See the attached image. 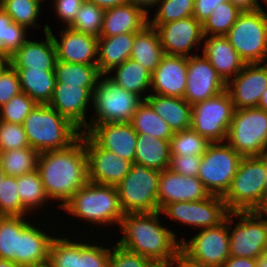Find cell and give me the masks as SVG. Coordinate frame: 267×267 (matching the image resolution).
<instances>
[{"instance_id": "cell-1", "label": "cell", "mask_w": 267, "mask_h": 267, "mask_svg": "<svg viewBox=\"0 0 267 267\" xmlns=\"http://www.w3.org/2000/svg\"><path fill=\"white\" fill-rule=\"evenodd\" d=\"M161 215L160 211L125 214L119 226L123 235L116 243L152 259L160 267L172 266L181 254V241L176 233L160 222Z\"/></svg>"}, {"instance_id": "cell-2", "label": "cell", "mask_w": 267, "mask_h": 267, "mask_svg": "<svg viewBox=\"0 0 267 267\" xmlns=\"http://www.w3.org/2000/svg\"><path fill=\"white\" fill-rule=\"evenodd\" d=\"M37 170L50 202L62 208L88 181L84 133L66 149L39 153Z\"/></svg>"}, {"instance_id": "cell-3", "label": "cell", "mask_w": 267, "mask_h": 267, "mask_svg": "<svg viewBox=\"0 0 267 267\" xmlns=\"http://www.w3.org/2000/svg\"><path fill=\"white\" fill-rule=\"evenodd\" d=\"M67 214L95 226L105 228L120 226L123 212L116 186L98 184L91 181L77 190L72 198L61 208ZM111 224V225H110Z\"/></svg>"}, {"instance_id": "cell-4", "label": "cell", "mask_w": 267, "mask_h": 267, "mask_svg": "<svg viewBox=\"0 0 267 267\" xmlns=\"http://www.w3.org/2000/svg\"><path fill=\"white\" fill-rule=\"evenodd\" d=\"M222 198L229 212L266 211L267 164L264 154L241 159L230 188Z\"/></svg>"}, {"instance_id": "cell-5", "label": "cell", "mask_w": 267, "mask_h": 267, "mask_svg": "<svg viewBox=\"0 0 267 267\" xmlns=\"http://www.w3.org/2000/svg\"><path fill=\"white\" fill-rule=\"evenodd\" d=\"M31 148L39 153L66 149L81 130L49 105L37 104L22 124Z\"/></svg>"}, {"instance_id": "cell-6", "label": "cell", "mask_w": 267, "mask_h": 267, "mask_svg": "<svg viewBox=\"0 0 267 267\" xmlns=\"http://www.w3.org/2000/svg\"><path fill=\"white\" fill-rule=\"evenodd\" d=\"M144 100L135 93L119 87L107 75H101L92 97L94 110L85 133L92 125L101 123L130 122L136 109Z\"/></svg>"}, {"instance_id": "cell-7", "label": "cell", "mask_w": 267, "mask_h": 267, "mask_svg": "<svg viewBox=\"0 0 267 267\" xmlns=\"http://www.w3.org/2000/svg\"><path fill=\"white\" fill-rule=\"evenodd\" d=\"M225 37L246 64L267 62V12L262 7L242 11Z\"/></svg>"}, {"instance_id": "cell-8", "label": "cell", "mask_w": 267, "mask_h": 267, "mask_svg": "<svg viewBox=\"0 0 267 267\" xmlns=\"http://www.w3.org/2000/svg\"><path fill=\"white\" fill-rule=\"evenodd\" d=\"M161 171L133 162L129 173L116 186L125 214L159 211L157 191Z\"/></svg>"}, {"instance_id": "cell-9", "label": "cell", "mask_w": 267, "mask_h": 267, "mask_svg": "<svg viewBox=\"0 0 267 267\" xmlns=\"http://www.w3.org/2000/svg\"><path fill=\"white\" fill-rule=\"evenodd\" d=\"M228 225L230 256L257 259L267 253L266 211L229 212Z\"/></svg>"}, {"instance_id": "cell-10", "label": "cell", "mask_w": 267, "mask_h": 267, "mask_svg": "<svg viewBox=\"0 0 267 267\" xmlns=\"http://www.w3.org/2000/svg\"><path fill=\"white\" fill-rule=\"evenodd\" d=\"M226 142L242 157L262 156L267 151V112L235 109Z\"/></svg>"}, {"instance_id": "cell-11", "label": "cell", "mask_w": 267, "mask_h": 267, "mask_svg": "<svg viewBox=\"0 0 267 267\" xmlns=\"http://www.w3.org/2000/svg\"><path fill=\"white\" fill-rule=\"evenodd\" d=\"M242 158L227 142L210 143L202 155L197 177L211 195L223 197Z\"/></svg>"}, {"instance_id": "cell-12", "label": "cell", "mask_w": 267, "mask_h": 267, "mask_svg": "<svg viewBox=\"0 0 267 267\" xmlns=\"http://www.w3.org/2000/svg\"><path fill=\"white\" fill-rule=\"evenodd\" d=\"M190 240L180 238L181 254L192 263L203 267H222L230 257L228 215L213 228L198 230Z\"/></svg>"}, {"instance_id": "cell-13", "label": "cell", "mask_w": 267, "mask_h": 267, "mask_svg": "<svg viewBox=\"0 0 267 267\" xmlns=\"http://www.w3.org/2000/svg\"><path fill=\"white\" fill-rule=\"evenodd\" d=\"M235 111L227 90L192 106L191 129L210 143L226 142Z\"/></svg>"}, {"instance_id": "cell-14", "label": "cell", "mask_w": 267, "mask_h": 267, "mask_svg": "<svg viewBox=\"0 0 267 267\" xmlns=\"http://www.w3.org/2000/svg\"><path fill=\"white\" fill-rule=\"evenodd\" d=\"M160 212L173 222L202 230L219 226L229 210L221 196L210 195L205 200L168 203Z\"/></svg>"}, {"instance_id": "cell-15", "label": "cell", "mask_w": 267, "mask_h": 267, "mask_svg": "<svg viewBox=\"0 0 267 267\" xmlns=\"http://www.w3.org/2000/svg\"><path fill=\"white\" fill-rule=\"evenodd\" d=\"M87 179L98 184L117 186L129 173L132 162L98 146L86 133Z\"/></svg>"}, {"instance_id": "cell-16", "label": "cell", "mask_w": 267, "mask_h": 267, "mask_svg": "<svg viewBox=\"0 0 267 267\" xmlns=\"http://www.w3.org/2000/svg\"><path fill=\"white\" fill-rule=\"evenodd\" d=\"M186 82L183 98L191 106L226 90V83L203 54L187 57Z\"/></svg>"}, {"instance_id": "cell-17", "label": "cell", "mask_w": 267, "mask_h": 267, "mask_svg": "<svg viewBox=\"0 0 267 267\" xmlns=\"http://www.w3.org/2000/svg\"><path fill=\"white\" fill-rule=\"evenodd\" d=\"M155 28L164 54L193 56L192 49L195 47L198 50L203 43L202 24L194 16L157 24Z\"/></svg>"}, {"instance_id": "cell-18", "label": "cell", "mask_w": 267, "mask_h": 267, "mask_svg": "<svg viewBox=\"0 0 267 267\" xmlns=\"http://www.w3.org/2000/svg\"><path fill=\"white\" fill-rule=\"evenodd\" d=\"M267 89V62L245 64L243 69L226 84L235 109L258 107Z\"/></svg>"}, {"instance_id": "cell-19", "label": "cell", "mask_w": 267, "mask_h": 267, "mask_svg": "<svg viewBox=\"0 0 267 267\" xmlns=\"http://www.w3.org/2000/svg\"><path fill=\"white\" fill-rule=\"evenodd\" d=\"M43 31H49L53 38L57 60L97 65L98 37L64 27L60 31V38H57L47 23L44 25Z\"/></svg>"}, {"instance_id": "cell-20", "label": "cell", "mask_w": 267, "mask_h": 267, "mask_svg": "<svg viewBox=\"0 0 267 267\" xmlns=\"http://www.w3.org/2000/svg\"><path fill=\"white\" fill-rule=\"evenodd\" d=\"M210 195L198 177L180 175L170 168L160 173L157 191L159 211L168 203L205 200Z\"/></svg>"}, {"instance_id": "cell-21", "label": "cell", "mask_w": 267, "mask_h": 267, "mask_svg": "<svg viewBox=\"0 0 267 267\" xmlns=\"http://www.w3.org/2000/svg\"><path fill=\"white\" fill-rule=\"evenodd\" d=\"M85 133L98 146L134 162L138 133L130 122L96 124Z\"/></svg>"}, {"instance_id": "cell-22", "label": "cell", "mask_w": 267, "mask_h": 267, "mask_svg": "<svg viewBox=\"0 0 267 267\" xmlns=\"http://www.w3.org/2000/svg\"><path fill=\"white\" fill-rule=\"evenodd\" d=\"M92 97L93 94L85 87L56 83L48 105L82 131L89 122L86 117L89 107H92Z\"/></svg>"}, {"instance_id": "cell-23", "label": "cell", "mask_w": 267, "mask_h": 267, "mask_svg": "<svg viewBox=\"0 0 267 267\" xmlns=\"http://www.w3.org/2000/svg\"><path fill=\"white\" fill-rule=\"evenodd\" d=\"M186 81L187 57L164 54L151 74L150 94L183 98Z\"/></svg>"}, {"instance_id": "cell-24", "label": "cell", "mask_w": 267, "mask_h": 267, "mask_svg": "<svg viewBox=\"0 0 267 267\" xmlns=\"http://www.w3.org/2000/svg\"><path fill=\"white\" fill-rule=\"evenodd\" d=\"M202 54L215 68L221 79L227 84L245 66L237 51L225 36H205Z\"/></svg>"}, {"instance_id": "cell-25", "label": "cell", "mask_w": 267, "mask_h": 267, "mask_svg": "<svg viewBox=\"0 0 267 267\" xmlns=\"http://www.w3.org/2000/svg\"><path fill=\"white\" fill-rule=\"evenodd\" d=\"M45 40L25 43L9 57L13 68H31L36 70L54 71L57 61L56 48L49 31L44 32Z\"/></svg>"}, {"instance_id": "cell-26", "label": "cell", "mask_w": 267, "mask_h": 267, "mask_svg": "<svg viewBox=\"0 0 267 267\" xmlns=\"http://www.w3.org/2000/svg\"><path fill=\"white\" fill-rule=\"evenodd\" d=\"M39 226H35L30 220L21 229L20 266L22 267L48 266L50 244L53 238L60 234H56V231L44 232L45 229Z\"/></svg>"}, {"instance_id": "cell-27", "label": "cell", "mask_w": 267, "mask_h": 267, "mask_svg": "<svg viewBox=\"0 0 267 267\" xmlns=\"http://www.w3.org/2000/svg\"><path fill=\"white\" fill-rule=\"evenodd\" d=\"M148 24V13L132 3L105 10L100 37L138 32Z\"/></svg>"}, {"instance_id": "cell-28", "label": "cell", "mask_w": 267, "mask_h": 267, "mask_svg": "<svg viewBox=\"0 0 267 267\" xmlns=\"http://www.w3.org/2000/svg\"><path fill=\"white\" fill-rule=\"evenodd\" d=\"M145 101L173 132L190 129L192 106L184 98L149 94Z\"/></svg>"}, {"instance_id": "cell-29", "label": "cell", "mask_w": 267, "mask_h": 267, "mask_svg": "<svg viewBox=\"0 0 267 267\" xmlns=\"http://www.w3.org/2000/svg\"><path fill=\"white\" fill-rule=\"evenodd\" d=\"M136 32H127L112 37H99L97 66L102 75L130 59Z\"/></svg>"}, {"instance_id": "cell-30", "label": "cell", "mask_w": 267, "mask_h": 267, "mask_svg": "<svg viewBox=\"0 0 267 267\" xmlns=\"http://www.w3.org/2000/svg\"><path fill=\"white\" fill-rule=\"evenodd\" d=\"M14 69L19 76L22 92L37 104L48 105L52 100L56 86L55 72L31 68Z\"/></svg>"}, {"instance_id": "cell-31", "label": "cell", "mask_w": 267, "mask_h": 267, "mask_svg": "<svg viewBox=\"0 0 267 267\" xmlns=\"http://www.w3.org/2000/svg\"><path fill=\"white\" fill-rule=\"evenodd\" d=\"M105 75H108L107 77L119 87L137 94L143 100H145L149 95L148 93L151 87V73L144 66L131 58L121 65L112 68ZM146 91L148 93L144 96L143 94Z\"/></svg>"}, {"instance_id": "cell-32", "label": "cell", "mask_w": 267, "mask_h": 267, "mask_svg": "<svg viewBox=\"0 0 267 267\" xmlns=\"http://www.w3.org/2000/svg\"><path fill=\"white\" fill-rule=\"evenodd\" d=\"M164 52L155 27L147 24L136 32L130 58L144 66L151 74L158 67Z\"/></svg>"}, {"instance_id": "cell-33", "label": "cell", "mask_w": 267, "mask_h": 267, "mask_svg": "<svg viewBox=\"0 0 267 267\" xmlns=\"http://www.w3.org/2000/svg\"><path fill=\"white\" fill-rule=\"evenodd\" d=\"M170 140L138 134L134 162L163 171L170 166Z\"/></svg>"}, {"instance_id": "cell-34", "label": "cell", "mask_w": 267, "mask_h": 267, "mask_svg": "<svg viewBox=\"0 0 267 267\" xmlns=\"http://www.w3.org/2000/svg\"><path fill=\"white\" fill-rule=\"evenodd\" d=\"M26 217L0 216V259L20 265L21 229L31 220Z\"/></svg>"}, {"instance_id": "cell-35", "label": "cell", "mask_w": 267, "mask_h": 267, "mask_svg": "<svg viewBox=\"0 0 267 267\" xmlns=\"http://www.w3.org/2000/svg\"><path fill=\"white\" fill-rule=\"evenodd\" d=\"M54 72L56 83L79 85L87 88L92 94L102 75L97 65L68 63L59 60L56 61Z\"/></svg>"}, {"instance_id": "cell-36", "label": "cell", "mask_w": 267, "mask_h": 267, "mask_svg": "<svg viewBox=\"0 0 267 267\" xmlns=\"http://www.w3.org/2000/svg\"><path fill=\"white\" fill-rule=\"evenodd\" d=\"M18 195L22 206L30 213L40 212L49 202L38 170L17 177ZM39 209V210H38Z\"/></svg>"}, {"instance_id": "cell-37", "label": "cell", "mask_w": 267, "mask_h": 267, "mask_svg": "<svg viewBox=\"0 0 267 267\" xmlns=\"http://www.w3.org/2000/svg\"><path fill=\"white\" fill-rule=\"evenodd\" d=\"M130 123L138 134L151 135L162 140H170L174 134L145 100L136 109Z\"/></svg>"}, {"instance_id": "cell-38", "label": "cell", "mask_w": 267, "mask_h": 267, "mask_svg": "<svg viewBox=\"0 0 267 267\" xmlns=\"http://www.w3.org/2000/svg\"><path fill=\"white\" fill-rule=\"evenodd\" d=\"M39 152L27 147L0 151V162L6 176L18 177L37 169Z\"/></svg>"}, {"instance_id": "cell-39", "label": "cell", "mask_w": 267, "mask_h": 267, "mask_svg": "<svg viewBox=\"0 0 267 267\" xmlns=\"http://www.w3.org/2000/svg\"><path fill=\"white\" fill-rule=\"evenodd\" d=\"M242 10L230 1L219 4L202 23L205 36H225L237 21Z\"/></svg>"}, {"instance_id": "cell-40", "label": "cell", "mask_w": 267, "mask_h": 267, "mask_svg": "<svg viewBox=\"0 0 267 267\" xmlns=\"http://www.w3.org/2000/svg\"><path fill=\"white\" fill-rule=\"evenodd\" d=\"M42 4L39 0H0V7L11 17L13 22L25 27L38 29Z\"/></svg>"}, {"instance_id": "cell-41", "label": "cell", "mask_w": 267, "mask_h": 267, "mask_svg": "<svg viewBox=\"0 0 267 267\" xmlns=\"http://www.w3.org/2000/svg\"><path fill=\"white\" fill-rule=\"evenodd\" d=\"M75 241L64 237H54L49 249V267H79L80 237Z\"/></svg>"}, {"instance_id": "cell-42", "label": "cell", "mask_w": 267, "mask_h": 267, "mask_svg": "<svg viewBox=\"0 0 267 267\" xmlns=\"http://www.w3.org/2000/svg\"><path fill=\"white\" fill-rule=\"evenodd\" d=\"M27 35L28 30L13 22L0 7V53L8 58L12 56L25 43Z\"/></svg>"}, {"instance_id": "cell-43", "label": "cell", "mask_w": 267, "mask_h": 267, "mask_svg": "<svg viewBox=\"0 0 267 267\" xmlns=\"http://www.w3.org/2000/svg\"><path fill=\"white\" fill-rule=\"evenodd\" d=\"M195 0H158L153 6L156 9L153 19L148 14V24L155 27L157 24L169 23L193 16Z\"/></svg>"}, {"instance_id": "cell-44", "label": "cell", "mask_w": 267, "mask_h": 267, "mask_svg": "<svg viewBox=\"0 0 267 267\" xmlns=\"http://www.w3.org/2000/svg\"><path fill=\"white\" fill-rule=\"evenodd\" d=\"M210 142L194 130L187 129L174 132L170 138L171 155H203Z\"/></svg>"}, {"instance_id": "cell-45", "label": "cell", "mask_w": 267, "mask_h": 267, "mask_svg": "<svg viewBox=\"0 0 267 267\" xmlns=\"http://www.w3.org/2000/svg\"><path fill=\"white\" fill-rule=\"evenodd\" d=\"M105 10L89 1H84L70 29L100 37Z\"/></svg>"}, {"instance_id": "cell-46", "label": "cell", "mask_w": 267, "mask_h": 267, "mask_svg": "<svg viewBox=\"0 0 267 267\" xmlns=\"http://www.w3.org/2000/svg\"><path fill=\"white\" fill-rule=\"evenodd\" d=\"M31 216L21 204L17 177L5 176L0 187V216Z\"/></svg>"}, {"instance_id": "cell-47", "label": "cell", "mask_w": 267, "mask_h": 267, "mask_svg": "<svg viewBox=\"0 0 267 267\" xmlns=\"http://www.w3.org/2000/svg\"><path fill=\"white\" fill-rule=\"evenodd\" d=\"M36 105L32 98L21 92L0 107V121L22 125Z\"/></svg>"}, {"instance_id": "cell-48", "label": "cell", "mask_w": 267, "mask_h": 267, "mask_svg": "<svg viewBox=\"0 0 267 267\" xmlns=\"http://www.w3.org/2000/svg\"><path fill=\"white\" fill-rule=\"evenodd\" d=\"M80 241V266L79 267H108L111 246H103L94 242ZM107 247V248H106Z\"/></svg>"}, {"instance_id": "cell-49", "label": "cell", "mask_w": 267, "mask_h": 267, "mask_svg": "<svg viewBox=\"0 0 267 267\" xmlns=\"http://www.w3.org/2000/svg\"><path fill=\"white\" fill-rule=\"evenodd\" d=\"M108 267H160L155 261L131 252L115 243L111 247Z\"/></svg>"}, {"instance_id": "cell-50", "label": "cell", "mask_w": 267, "mask_h": 267, "mask_svg": "<svg viewBox=\"0 0 267 267\" xmlns=\"http://www.w3.org/2000/svg\"><path fill=\"white\" fill-rule=\"evenodd\" d=\"M30 147L21 124L0 121V151Z\"/></svg>"}, {"instance_id": "cell-51", "label": "cell", "mask_w": 267, "mask_h": 267, "mask_svg": "<svg viewBox=\"0 0 267 267\" xmlns=\"http://www.w3.org/2000/svg\"><path fill=\"white\" fill-rule=\"evenodd\" d=\"M21 92L17 71L8 63L0 72V107Z\"/></svg>"}, {"instance_id": "cell-52", "label": "cell", "mask_w": 267, "mask_h": 267, "mask_svg": "<svg viewBox=\"0 0 267 267\" xmlns=\"http://www.w3.org/2000/svg\"><path fill=\"white\" fill-rule=\"evenodd\" d=\"M201 161L202 155H171L169 168L180 175L197 177L200 171Z\"/></svg>"}, {"instance_id": "cell-53", "label": "cell", "mask_w": 267, "mask_h": 267, "mask_svg": "<svg viewBox=\"0 0 267 267\" xmlns=\"http://www.w3.org/2000/svg\"><path fill=\"white\" fill-rule=\"evenodd\" d=\"M85 0H52V7L57 20H61L65 27H69L77 16Z\"/></svg>"}, {"instance_id": "cell-54", "label": "cell", "mask_w": 267, "mask_h": 267, "mask_svg": "<svg viewBox=\"0 0 267 267\" xmlns=\"http://www.w3.org/2000/svg\"><path fill=\"white\" fill-rule=\"evenodd\" d=\"M228 0H195L193 16L202 24L214 9Z\"/></svg>"}, {"instance_id": "cell-55", "label": "cell", "mask_w": 267, "mask_h": 267, "mask_svg": "<svg viewBox=\"0 0 267 267\" xmlns=\"http://www.w3.org/2000/svg\"><path fill=\"white\" fill-rule=\"evenodd\" d=\"M222 267H257V259L230 256Z\"/></svg>"}, {"instance_id": "cell-56", "label": "cell", "mask_w": 267, "mask_h": 267, "mask_svg": "<svg viewBox=\"0 0 267 267\" xmlns=\"http://www.w3.org/2000/svg\"><path fill=\"white\" fill-rule=\"evenodd\" d=\"M228 1L239 7L242 11L255 10L262 7L259 0H228Z\"/></svg>"}, {"instance_id": "cell-57", "label": "cell", "mask_w": 267, "mask_h": 267, "mask_svg": "<svg viewBox=\"0 0 267 267\" xmlns=\"http://www.w3.org/2000/svg\"><path fill=\"white\" fill-rule=\"evenodd\" d=\"M92 2L98 7L107 10L115 6H120L129 3V0H86Z\"/></svg>"}, {"instance_id": "cell-58", "label": "cell", "mask_w": 267, "mask_h": 267, "mask_svg": "<svg viewBox=\"0 0 267 267\" xmlns=\"http://www.w3.org/2000/svg\"><path fill=\"white\" fill-rule=\"evenodd\" d=\"M157 1L158 0H129V3L141 7L146 13L149 14L150 9L153 8Z\"/></svg>"}, {"instance_id": "cell-59", "label": "cell", "mask_w": 267, "mask_h": 267, "mask_svg": "<svg viewBox=\"0 0 267 267\" xmlns=\"http://www.w3.org/2000/svg\"><path fill=\"white\" fill-rule=\"evenodd\" d=\"M170 267H203V266L192 263L182 254H180Z\"/></svg>"}, {"instance_id": "cell-60", "label": "cell", "mask_w": 267, "mask_h": 267, "mask_svg": "<svg viewBox=\"0 0 267 267\" xmlns=\"http://www.w3.org/2000/svg\"><path fill=\"white\" fill-rule=\"evenodd\" d=\"M258 108H261L267 112V89L261 95Z\"/></svg>"}, {"instance_id": "cell-61", "label": "cell", "mask_w": 267, "mask_h": 267, "mask_svg": "<svg viewBox=\"0 0 267 267\" xmlns=\"http://www.w3.org/2000/svg\"><path fill=\"white\" fill-rule=\"evenodd\" d=\"M257 267H267V253L257 258Z\"/></svg>"}, {"instance_id": "cell-62", "label": "cell", "mask_w": 267, "mask_h": 267, "mask_svg": "<svg viewBox=\"0 0 267 267\" xmlns=\"http://www.w3.org/2000/svg\"><path fill=\"white\" fill-rule=\"evenodd\" d=\"M0 267H22L12 261L0 259Z\"/></svg>"}, {"instance_id": "cell-63", "label": "cell", "mask_w": 267, "mask_h": 267, "mask_svg": "<svg viewBox=\"0 0 267 267\" xmlns=\"http://www.w3.org/2000/svg\"><path fill=\"white\" fill-rule=\"evenodd\" d=\"M9 63V58L0 53V72L4 69V67Z\"/></svg>"}, {"instance_id": "cell-64", "label": "cell", "mask_w": 267, "mask_h": 267, "mask_svg": "<svg viewBox=\"0 0 267 267\" xmlns=\"http://www.w3.org/2000/svg\"><path fill=\"white\" fill-rule=\"evenodd\" d=\"M6 173L4 172L1 162H0V187H1V181L5 178Z\"/></svg>"}, {"instance_id": "cell-65", "label": "cell", "mask_w": 267, "mask_h": 267, "mask_svg": "<svg viewBox=\"0 0 267 267\" xmlns=\"http://www.w3.org/2000/svg\"><path fill=\"white\" fill-rule=\"evenodd\" d=\"M265 155V161H266V164H267V151L264 153Z\"/></svg>"}]
</instances>
